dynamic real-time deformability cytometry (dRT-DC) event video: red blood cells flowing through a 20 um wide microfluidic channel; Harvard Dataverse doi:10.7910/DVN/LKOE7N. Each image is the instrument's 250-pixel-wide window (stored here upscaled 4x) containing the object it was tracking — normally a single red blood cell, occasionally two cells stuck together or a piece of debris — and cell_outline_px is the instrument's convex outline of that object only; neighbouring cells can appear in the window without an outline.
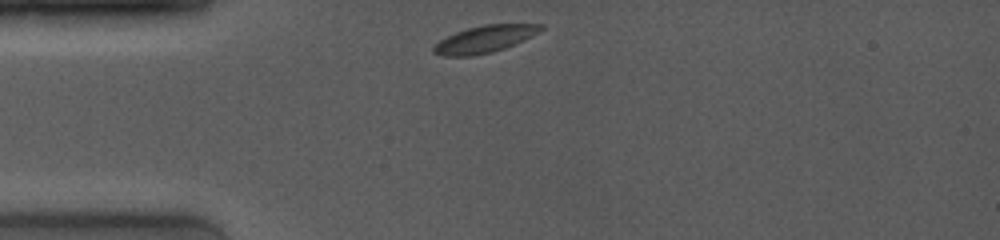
{"species": "common noctule bat (a hibernating species)", "species_latin": "Nyctalus noctula", "temperature_condition": "room temperature", "stored_images_in_passage": 53, "camera_frame_rate_fps": 4000, "um_per_image_px": 0.085, "animal": {"sex": "female", "body_mass_g": 19.0, "forearm_length_mm": 53.3}, "frame": {"image": 1, "passage_image": 1, "time_ms": 0.0, "image_size_px": [1000, 240], "cell_outline_px": [[544, 28], [540, 32], [524, 40], [504, 48], [492, 52], [472, 56], [444, 56], [432, 52], [432, 48], [440, 40], [456, 32], [468, 28], [484, 24], [544, 24]], "centroid_in_image_um": [41.22, 3.32], "position_along_channel_um": 43.8, "area_um2": 16.82}}
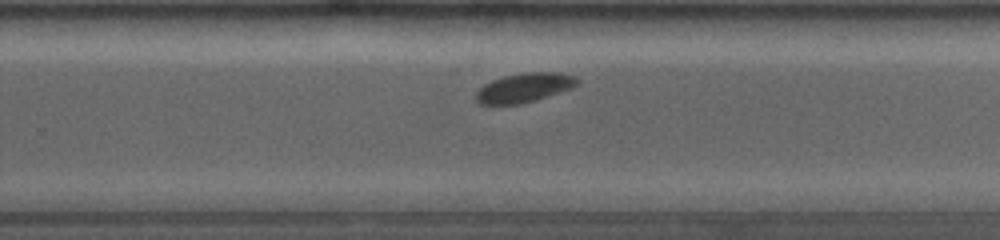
{"frame": {"image": 2, "passage_image": 34, "time_ms": 6.75, "image_size_px": [1000, 240], "cell_outline_px": [[580, 84], [572, 88], [536, 100], [520, 104], [480, 104], [476, 100], [476, 92], [484, 84], [492, 80], [504, 76], [524, 72], [560, 72], [572, 76], [580, 80]], "centroid_in_image_um": [44.59, 7.45], "position_along_channel_um": 285.2, "area_um2": 17.28}}
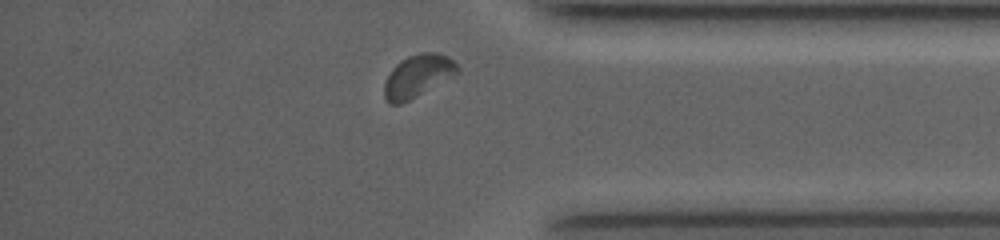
{"frame": {"image": 3, "passage_image": 49, "time_ms": 9.75, "image_size_px": [1000, 240], "cell_outline_px": [[460, 72], [408, 100], [400, 104], [388, 104], [384, 100], [384, 84], [392, 68], [400, 60], [408, 56], [420, 52], [436, 52], [448, 56], [460, 68]], "centroid_in_image_um": [35.49, 6.44], "position_along_channel_um": 399.7, "area_um2": 17.98}}